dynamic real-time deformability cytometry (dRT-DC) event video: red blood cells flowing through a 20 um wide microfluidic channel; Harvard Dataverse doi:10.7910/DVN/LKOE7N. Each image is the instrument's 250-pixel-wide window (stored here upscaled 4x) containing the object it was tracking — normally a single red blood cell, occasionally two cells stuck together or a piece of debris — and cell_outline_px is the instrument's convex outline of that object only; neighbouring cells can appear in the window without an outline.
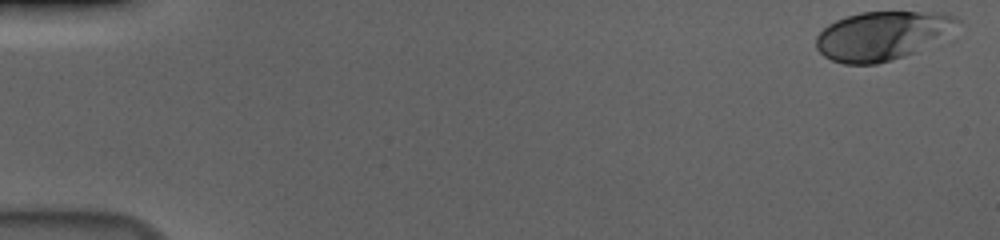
{"species": "human", "species_latin": "Homo sapiens", "temperature_condition": "cold", "stored_images_in_passage": 56, "camera_frame_rate_fps": 3000, "um_per_image_px": 0.085, "donor": {"sex": "male"}, "frame": {"image": 1, "passage_image": 1, "time_ms": 0.0, "image_size_px": [1000, 240], "cell_outline_px": [[960, 20], [916, 52], [892, 60], [876, 64], [844, 64], [832, 60], [824, 56], [816, 48], [816, 36], [828, 24], [836, 20], [860, 12], [944, 12], [956, 16]], "centroid_in_image_um": [74.86, 3.03], "position_along_channel_um": 10.1, "area_um2": 39.19}}
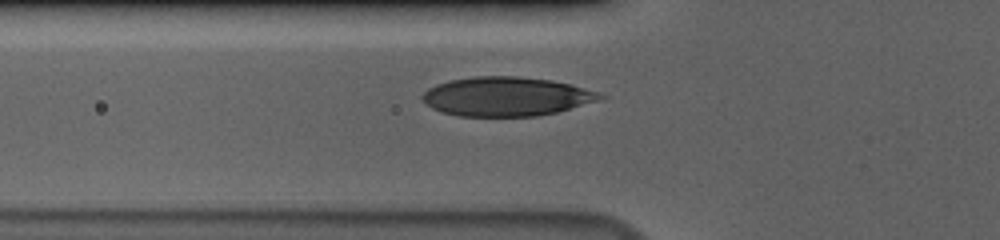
{"frame": {"image": 2, "passage_image": 20, "time_ms": 6.333, "image_size_px": [1000, 240], "cell_outline_px": [[608, 96], [604, 100], [540, 116], [460, 116], [440, 112], [432, 108], [420, 96], [428, 88], [436, 84], [448, 80], [476, 76], [516, 76], [552, 80], [600, 92]], "centroid_in_image_um": [43.08, 8.2], "position_along_channel_um": 82.7, "area_um2": 40.81}}
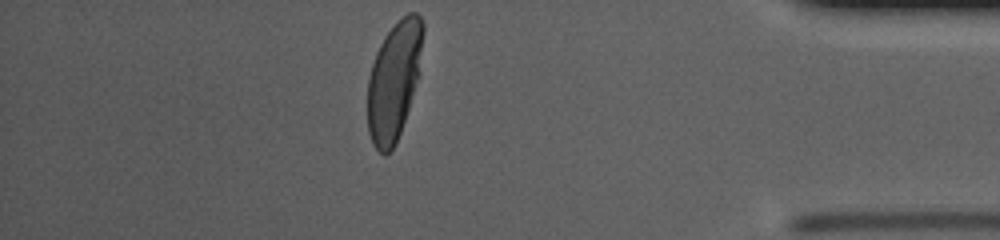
{"frame": {"image": 3, "passage_image": 49, "time_ms": 16.0, "image_size_px": [1000, 240], "cell_outline_px": [[424, 32], [416, 80], [408, 108], [396, 144], [384, 156], [372, 144], [368, 132], [368, 76], [376, 52], [384, 36], [396, 20], [408, 12], [416, 12], [424, 20]], "centroid_in_image_um": [33.47, 6.81], "position_along_channel_um": 401.7, "area_um2": 37.92}, "authors_computed_cell_mechanics": {"area_um2": 39.9398, "velocity_mm_per_s": 3.6534, "shape_relaxation_time_tau1_ms": 3.0968, "shape_relaxation_time_tau2_ms": null, "deformation_change_tau1": 0.1724, "deformation_change_tau2": null}}